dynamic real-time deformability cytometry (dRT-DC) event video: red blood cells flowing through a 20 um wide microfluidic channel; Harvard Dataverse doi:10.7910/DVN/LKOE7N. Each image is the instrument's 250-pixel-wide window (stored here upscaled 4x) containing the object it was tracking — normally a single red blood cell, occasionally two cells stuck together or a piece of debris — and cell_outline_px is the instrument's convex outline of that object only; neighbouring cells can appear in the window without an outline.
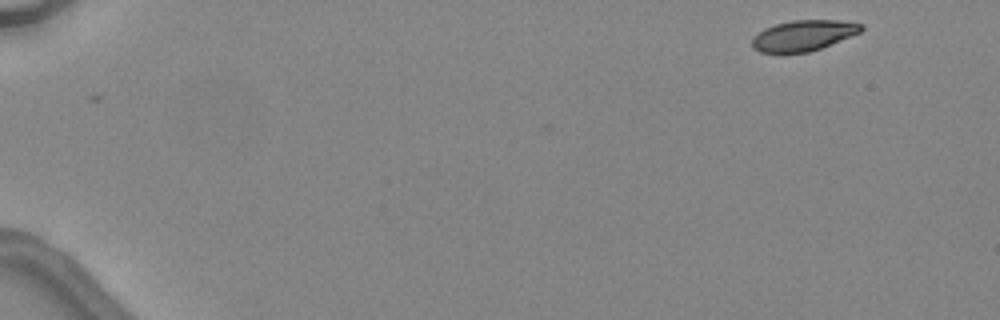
{"species": "common noctule bat (a hibernating species)", "species_latin": "Nyctalus noctula", "temperature_condition": "warm", "stored_images_in_passage": 2, "camera_frame_rate_fps": 3000, "um_per_image_px": 0.085, "animal": {"sex": "female", "body_mass_g": 24.6, "forearm_length_mm": 56.2}, "frame": {"image": 1, "passage_image": 1, "time_ms": 0.0, "image_size_px": [1000, 320], "cell_outline_px": [[864, 28], [860, 32], [820, 48], [808, 52], [760, 52], [752, 48], [752, 40], [764, 28], [776, 24], [792, 20], [840, 20], [864, 24]], "centroid_in_image_um": [68.31, 3.0], "position_along_channel_um": 16.7, "area_um2": 19.19}}